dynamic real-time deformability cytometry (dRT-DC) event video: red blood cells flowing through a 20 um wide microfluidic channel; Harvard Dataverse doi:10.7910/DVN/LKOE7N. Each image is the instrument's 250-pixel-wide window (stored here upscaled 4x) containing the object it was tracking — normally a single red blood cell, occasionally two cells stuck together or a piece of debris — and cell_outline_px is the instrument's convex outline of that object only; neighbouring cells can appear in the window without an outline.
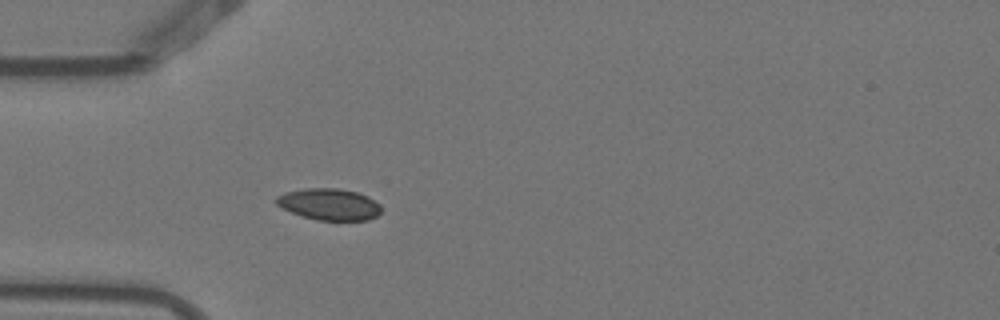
{"species": "Egyptian fruit bat (a non-hibernating species)", "species_latin": "Rousettus aegyptiacus", "temperature_condition": "warm", "stored_images_in_passage": 5, "camera_frame_rate_fps": 3000, "um_per_image_px": 0.085, "animal": {"sex": "female"}, "frame": {"image": 1, "passage_image": 5, "time_ms": 1.333, "image_size_px": [1000, 320], "cell_outline_px": [[380, 212], [376, 216], [368, 220], [316, 220], [292, 212], [276, 204], [276, 196], [284, 192], [304, 188], [336, 188], [356, 192], [368, 196], [380, 204]], "centroid_in_image_um": [27.98, 17.35], "position_along_channel_um": 57.0, "area_um2": 19.19}}